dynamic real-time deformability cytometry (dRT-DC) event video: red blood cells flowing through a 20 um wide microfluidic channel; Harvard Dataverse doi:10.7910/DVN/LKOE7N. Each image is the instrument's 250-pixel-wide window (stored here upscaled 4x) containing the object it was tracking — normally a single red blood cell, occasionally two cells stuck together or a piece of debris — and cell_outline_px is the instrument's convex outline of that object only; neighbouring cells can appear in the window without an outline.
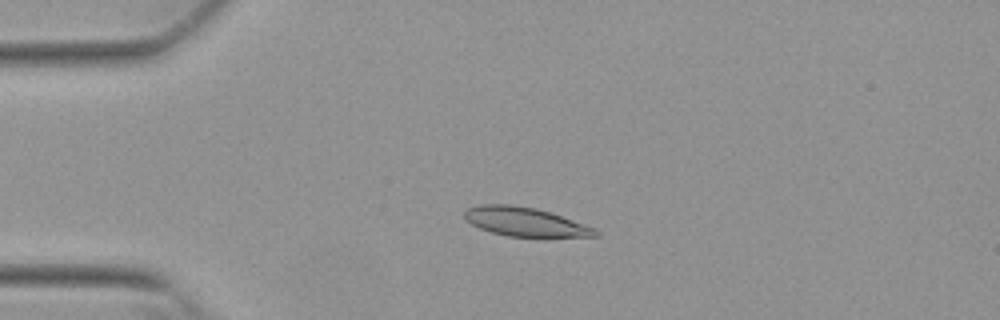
{"species": "Egyptian fruit bat (a non-hibernating species)", "species_latin": "Rousettus aegyptiacus", "temperature_condition": "warm", "stored_images_in_passage": 45, "camera_frame_rate_fps": 3000, "um_per_image_px": 0.085, "animal": {"sex": "female"}, "frame": {"image": 1, "passage_image": 12, "time_ms": 3.667, "image_size_px": [1000, 320], "cell_outline_px": [[600, 236], [508, 236], [492, 232], [480, 228], [472, 224], [464, 216], [464, 212], [468, 208], [480, 204], [512, 204], [536, 208], [596, 228], [600, 232]], "centroid_in_image_um": [44.62, 18.84], "position_along_channel_um": 40.4, "area_um2": 21.68}}
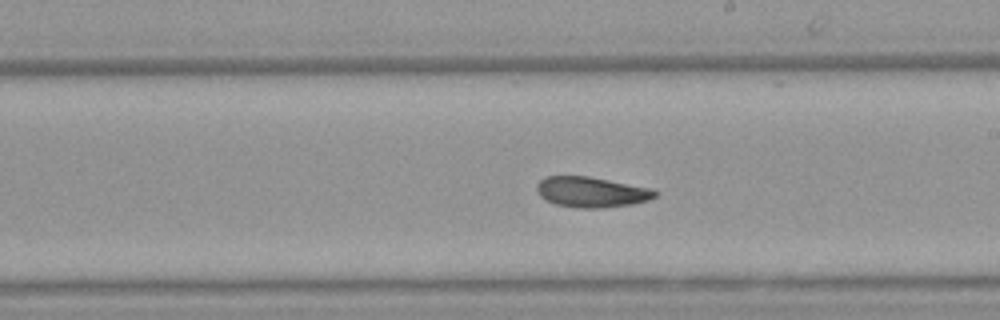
{"frame": {"image": 2, "passage_image": 30, "time_ms": 9.667, "image_size_px": [1000, 320], "cell_outline_px": [[660, 192], [656, 196], [648, 200], [632, 204], [600, 208], [576, 208], [556, 204], [540, 196], [536, 192], [536, 184], [544, 176], [588, 176], [652, 188]], "centroid_in_image_um": [50.27, 16.32], "position_along_channel_um": 238.7, "area_um2": 21.1}}
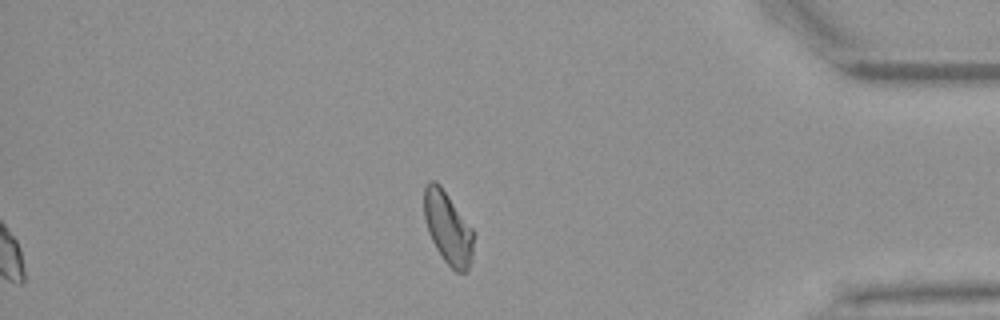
{"frame": {"image": 3, "passage_image": 45, "time_ms": 14.667, "image_size_px": [1000, 320], "cell_outline_px": [[472, 264], [464, 272], [456, 272], [444, 260], [436, 248], [428, 232], [424, 216], [424, 188], [428, 180], [436, 180], [440, 184], [472, 228]], "centroid_in_image_um": [38.05, 19.34], "position_along_channel_um": 397.2, "area_um2": 20.69}, "authors_computed_cell_mechanics": {"area_um2": 21.3282, "velocity_mm_per_s": 3.8285, "shape_relaxation_time_tau1_ms": 8.3718, "shape_relaxation_time_tau2_ms": 6.0385, "deformation_change_tau1": 0.1899, "deformation_change_tau2": 0.1015}}